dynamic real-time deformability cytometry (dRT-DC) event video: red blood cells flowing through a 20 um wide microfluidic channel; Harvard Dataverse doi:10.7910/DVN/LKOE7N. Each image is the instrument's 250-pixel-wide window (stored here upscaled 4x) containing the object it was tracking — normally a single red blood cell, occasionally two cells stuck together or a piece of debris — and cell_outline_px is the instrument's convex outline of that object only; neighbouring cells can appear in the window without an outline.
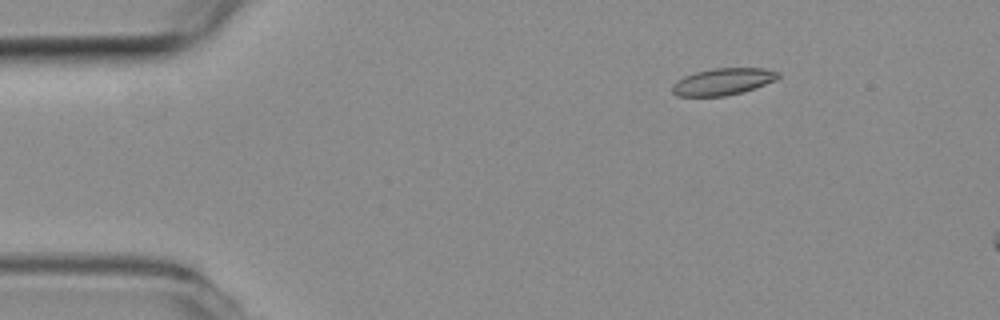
{"species": "common noctule bat (a hibernating species)", "species_latin": "Nyctalus noctula", "temperature_condition": "room temperature", "stored_images_in_passage": 7, "camera_frame_rate_fps": 3000, "um_per_image_px": 0.085, "animal": {"sex": "female", "body_mass_g": 19.3, "forearm_length_mm": 54.1}, "frame": {"image": 1, "passage_image": 1, "time_ms": 0.0, "image_size_px": [1000, 320], "cell_outline_px": [[780, 76], [776, 80], [740, 92], [724, 96], [676, 96], [672, 92], [672, 84], [684, 76], [696, 72], [712, 68], [764, 68], [780, 72]], "centroid_in_image_um": [61.43, 6.93], "position_along_channel_um": 23.6, "area_um2": 16.42}}